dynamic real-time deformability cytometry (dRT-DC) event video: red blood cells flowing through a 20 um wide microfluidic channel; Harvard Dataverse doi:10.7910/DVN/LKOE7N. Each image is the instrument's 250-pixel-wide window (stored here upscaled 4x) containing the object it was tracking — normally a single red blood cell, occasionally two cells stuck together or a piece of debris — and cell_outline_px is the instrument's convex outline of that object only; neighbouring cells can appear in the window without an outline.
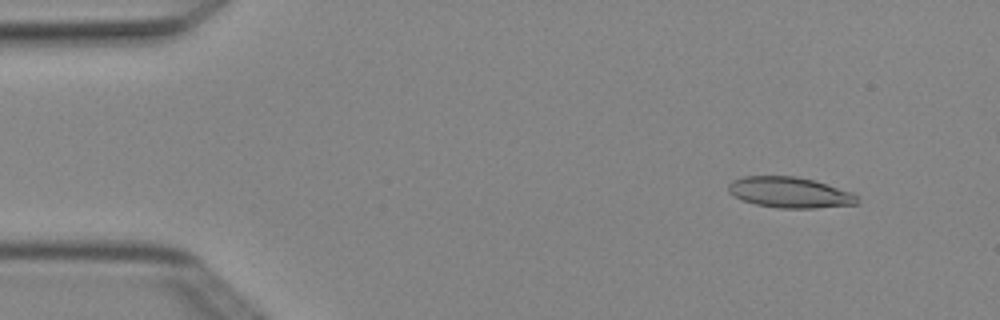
{"species": "Egyptian fruit bat (a non-hibernating species)", "species_latin": "Rousettus aegyptiacus", "temperature_condition": "cold", "stored_images_in_passage": 5, "camera_frame_rate_fps": 3000, "um_per_image_px": 0.085, "animal": {"sex": "female"}, "frame": {"image": 1, "passage_image": 2, "time_ms": 0.333, "image_size_px": [1000, 320], "cell_outline_px": [[860, 204], [812, 208], [780, 208], [756, 204], [740, 200], [728, 192], [728, 184], [732, 180], [744, 176], [796, 176], [816, 180], [852, 192], [860, 200]], "centroid_in_image_um": [67.14, 16.35], "position_along_channel_um": 17.9, "area_um2": 23.35}}